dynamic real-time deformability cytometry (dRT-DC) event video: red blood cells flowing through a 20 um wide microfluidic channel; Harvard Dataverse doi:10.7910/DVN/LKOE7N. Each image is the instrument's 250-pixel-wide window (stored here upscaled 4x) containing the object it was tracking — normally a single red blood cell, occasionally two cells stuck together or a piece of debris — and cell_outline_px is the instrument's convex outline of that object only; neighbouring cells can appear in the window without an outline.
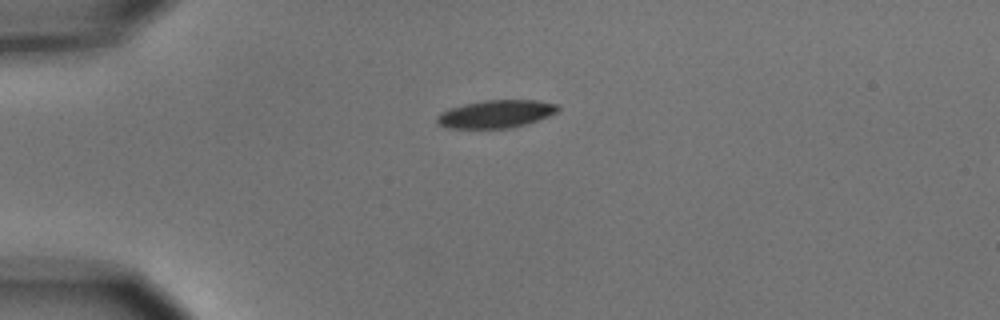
{"species": "common noctule bat (a hibernating species)", "species_latin": "Nyctalus noctula", "temperature_condition": "cold", "stored_images_in_passage": 2, "segment_of_instrument_passage": [1, 2], "camera_frame_rate_fps": 3000, "um_per_image_px": 0.085, "animal": {"sex": "male", "body_mass_g": 15.6}, "frame": {"image": 1, "passage_image": 1, "time_ms": 0.0, "image_size_px": [1000, 320], "cell_outline_px": [[560, 108], [556, 112], [540, 120], [528, 124], [512, 128], [448, 128], [436, 124], [436, 116], [440, 112], [448, 108], [464, 104], [484, 100], [536, 100], [556, 104]], "centroid_in_image_um": [42.12, 9.69], "position_along_channel_um": 42.9, "area_um2": 19.83}}